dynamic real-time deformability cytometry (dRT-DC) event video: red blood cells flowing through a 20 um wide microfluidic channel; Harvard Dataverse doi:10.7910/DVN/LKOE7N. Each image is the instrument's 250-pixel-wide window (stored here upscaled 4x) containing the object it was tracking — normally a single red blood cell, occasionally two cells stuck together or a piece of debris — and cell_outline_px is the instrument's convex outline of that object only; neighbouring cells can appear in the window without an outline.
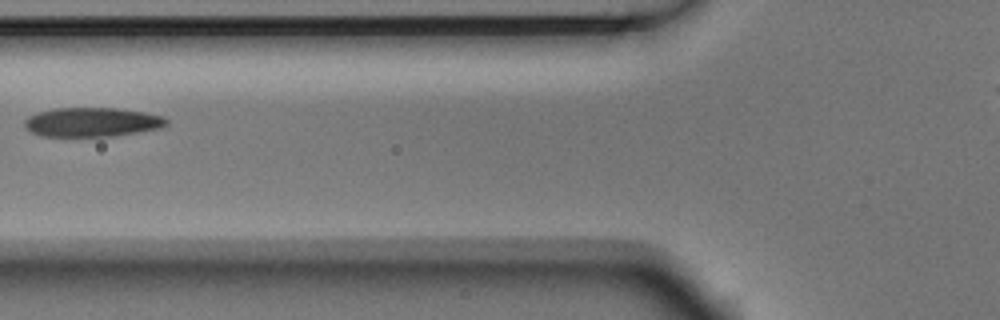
{"species": "Egyptian fruit bat (a non-hibernating species)", "species_latin": "Rousettus aegyptiacus", "temperature_condition": "room temperature", "stored_images_in_passage": 4, "camera_frame_rate_fps": 3000, "um_per_image_px": 0.085, "animal": {"sex": "male"}, "frame": {"image": 1, "passage_image": 3, "time_ms": 0.667, "image_size_px": [1000, 320], "cell_outline_px": [[168, 124], [160, 128], [116, 136], [40, 136], [24, 128], [24, 120], [28, 116], [36, 112], [56, 108], [116, 108], [144, 112], [164, 116], [168, 120]], "centroid_in_image_um": [7.81, 10.38], "position_along_channel_um": 118.0, "area_um2": 24.33}}
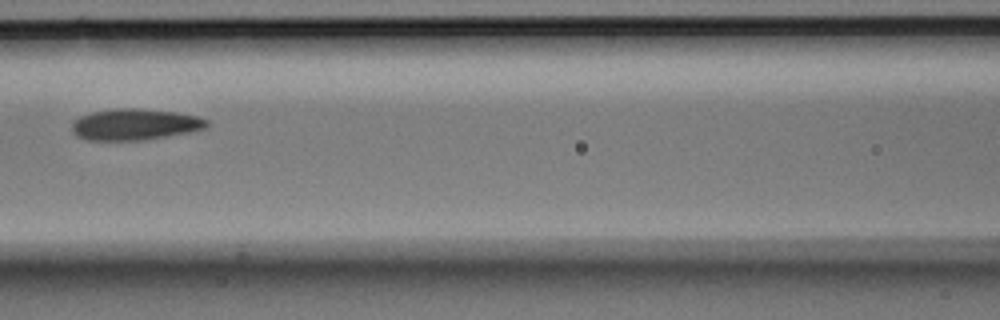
{"frame": {"image": 2, "passage_image": 4, "time_ms": 1.0, "image_size_px": [1000, 320], "cell_outline_px": [[208, 124], [204, 128], [188, 132], [144, 140], [88, 140], [76, 136], [72, 132], [72, 124], [80, 116], [92, 112], [116, 108], [140, 108], [176, 112], [196, 116], [208, 120]], "centroid_in_image_um": [11.44, 10.57], "position_along_channel_um": 155.2, "area_um2": 24.45}}